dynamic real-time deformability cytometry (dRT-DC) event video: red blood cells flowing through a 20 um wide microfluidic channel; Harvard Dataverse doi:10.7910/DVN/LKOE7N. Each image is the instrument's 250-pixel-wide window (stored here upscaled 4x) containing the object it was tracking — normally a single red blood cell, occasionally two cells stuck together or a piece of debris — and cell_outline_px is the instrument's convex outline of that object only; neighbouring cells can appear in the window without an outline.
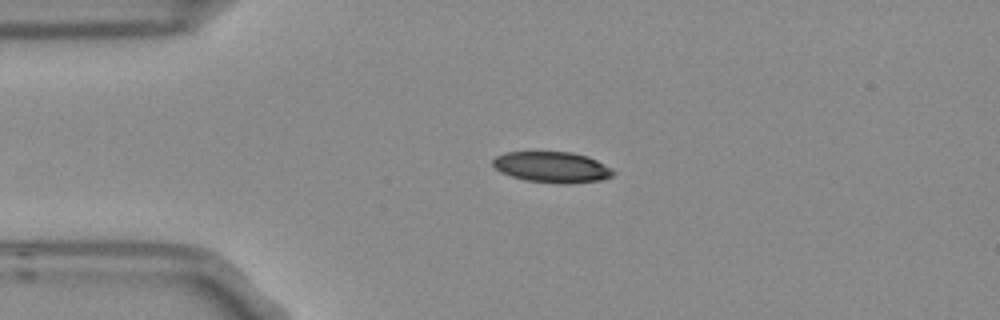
{"species": "Egyptian fruit bat (a non-hibernating species)", "species_latin": "Rousettus aegyptiacus", "temperature_condition": "room temperature", "stored_images_in_passage": 3, "camera_frame_rate_fps": 3000, "um_per_image_px": 0.085, "frame": {"image": 1, "passage_image": 1, "time_ms": 0.0, "image_size_px": [1000, 320], "cell_outline_px": [[616, 172], [612, 176], [604, 180], [524, 180], [500, 172], [492, 164], [492, 160], [496, 156], [504, 152], [572, 152], [588, 156], [612, 168]], "centroid_in_image_um": [46.89, 14.14], "position_along_channel_um": 38.1, "area_um2": 20.63}}
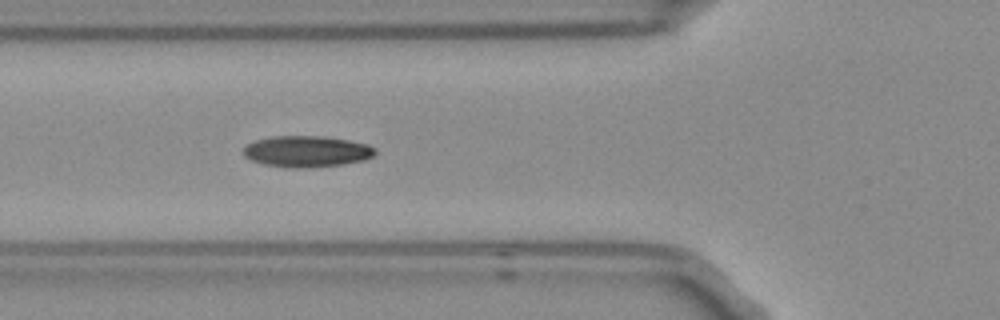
{"frame": {"image": 2, "passage_image": 3, "time_ms": 0.667, "image_size_px": [1000, 320], "cell_outline_px": [[376, 152], [372, 156], [364, 160], [344, 164], [308, 168], [288, 168], [264, 164], [252, 160], [244, 156], [244, 148], [248, 144], [256, 140], [272, 136], [324, 136], [348, 140], [368, 144], [376, 148]], "centroid_in_image_um": [26.09, 12.87], "position_along_channel_um": 99.7, "area_um2": 24.04}}